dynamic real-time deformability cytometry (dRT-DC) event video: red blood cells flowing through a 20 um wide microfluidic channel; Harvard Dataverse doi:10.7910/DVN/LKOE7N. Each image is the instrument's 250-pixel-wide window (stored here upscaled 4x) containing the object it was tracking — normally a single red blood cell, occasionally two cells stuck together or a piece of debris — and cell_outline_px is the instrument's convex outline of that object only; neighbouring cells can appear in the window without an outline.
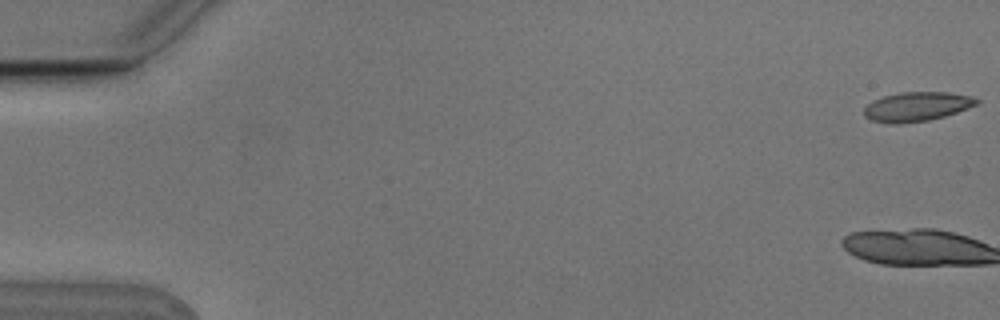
{"species": "Egyptian fruit bat (a non-hibernating species)", "species_latin": "Rousettus aegyptiacus", "temperature_condition": "cold", "stored_images_in_passage": 6, "camera_frame_rate_fps": 3000, "um_per_image_px": 0.085, "animal": {"sex": "male"}, "frame": {"image": 1, "passage_image": 1, "time_ms": 0.0, "image_size_px": [1000, 320], "cell_outline_px": [[980, 100], [976, 104], [956, 112], [944, 116], [928, 120], [900, 124], [888, 124], [872, 120], [864, 116], [864, 108], [872, 100], [884, 96], [900, 92], [948, 92], [972, 96]], "centroid_in_image_um": [77.89, 9.06], "position_along_channel_um": 7.1, "area_um2": 19.19}}